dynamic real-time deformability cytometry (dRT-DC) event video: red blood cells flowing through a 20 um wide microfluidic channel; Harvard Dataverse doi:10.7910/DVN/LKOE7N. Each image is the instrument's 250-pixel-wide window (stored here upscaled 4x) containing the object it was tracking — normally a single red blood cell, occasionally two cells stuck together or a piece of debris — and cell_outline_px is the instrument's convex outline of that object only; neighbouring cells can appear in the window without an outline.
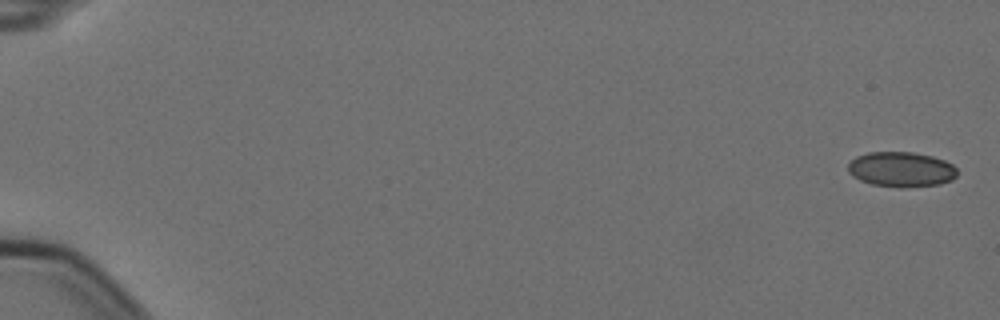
{"species": "Egyptian fruit bat (a non-hibernating species)", "species_latin": "Rousettus aegyptiacus", "temperature_condition": "cold", "stored_images_in_passage": 5, "camera_frame_rate_fps": 3000, "um_per_image_px": 0.085, "animal": {"sex": "female"}, "frame": {"image": 1, "passage_image": 1, "time_ms": 0.0, "image_size_px": [1000, 320], "cell_outline_px": [[956, 176], [952, 180], [940, 184], [900, 188], [896, 188], [872, 184], [860, 180], [852, 176], [848, 172], [848, 164], [856, 156], [868, 152], [912, 152], [932, 156], [944, 160], [952, 164], [956, 168]], "centroid_in_image_um": [76.59, 14.4], "position_along_channel_um": 8.4, "area_um2": 22.43}}